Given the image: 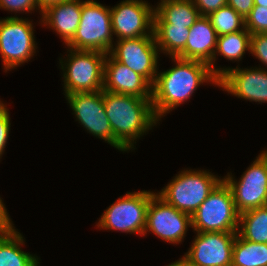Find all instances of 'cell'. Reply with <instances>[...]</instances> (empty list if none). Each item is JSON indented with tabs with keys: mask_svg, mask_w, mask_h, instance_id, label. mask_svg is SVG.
Here are the masks:
<instances>
[{
	"mask_svg": "<svg viewBox=\"0 0 267 266\" xmlns=\"http://www.w3.org/2000/svg\"><path fill=\"white\" fill-rule=\"evenodd\" d=\"M254 6H264L267 8V0H254Z\"/></svg>",
	"mask_w": 267,
	"mask_h": 266,
	"instance_id": "e575fe53",
	"label": "cell"
},
{
	"mask_svg": "<svg viewBox=\"0 0 267 266\" xmlns=\"http://www.w3.org/2000/svg\"><path fill=\"white\" fill-rule=\"evenodd\" d=\"M167 266H191L183 257L179 258L175 262H171V264Z\"/></svg>",
	"mask_w": 267,
	"mask_h": 266,
	"instance_id": "836d02e7",
	"label": "cell"
},
{
	"mask_svg": "<svg viewBox=\"0 0 267 266\" xmlns=\"http://www.w3.org/2000/svg\"><path fill=\"white\" fill-rule=\"evenodd\" d=\"M193 232H237L239 213L230 187L222 180L191 216Z\"/></svg>",
	"mask_w": 267,
	"mask_h": 266,
	"instance_id": "ba28073f",
	"label": "cell"
},
{
	"mask_svg": "<svg viewBox=\"0 0 267 266\" xmlns=\"http://www.w3.org/2000/svg\"><path fill=\"white\" fill-rule=\"evenodd\" d=\"M103 90L152 98V85L143 76L115 60L109 53L104 62Z\"/></svg>",
	"mask_w": 267,
	"mask_h": 266,
	"instance_id": "2e32d148",
	"label": "cell"
},
{
	"mask_svg": "<svg viewBox=\"0 0 267 266\" xmlns=\"http://www.w3.org/2000/svg\"><path fill=\"white\" fill-rule=\"evenodd\" d=\"M189 31L185 49L177 57L209 64L213 59L218 37L209 18L200 16Z\"/></svg>",
	"mask_w": 267,
	"mask_h": 266,
	"instance_id": "ac0fdd59",
	"label": "cell"
},
{
	"mask_svg": "<svg viewBox=\"0 0 267 266\" xmlns=\"http://www.w3.org/2000/svg\"><path fill=\"white\" fill-rule=\"evenodd\" d=\"M65 99L73 111L75 121L87 133L115 148V137L104 108L103 90L68 94Z\"/></svg>",
	"mask_w": 267,
	"mask_h": 266,
	"instance_id": "4fadbf2b",
	"label": "cell"
},
{
	"mask_svg": "<svg viewBox=\"0 0 267 266\" xmlns=\"http://www.w3.org/2000/svg\"><path fill=\"white\" fill-rule=\"evenodd\" d=\"M15 227L0 233V266H38L40 257L23 251L25 237Z\"/></svg>",
	"mask_w": 267,
	"mask_h": 266,
	"instance_id": "44dd1931",
	"label": "cell"
},
{
	"mask_svg": "<svg viewBox=\"0 0 267 266\" xmlns=\"http://www.w3.org/2000/svg\"><path fill=\"white\" fill-rule=\"evenodd\" d=\"M232 266H267V243H256L236 234Z\"/></svg>",
	"mask_w": 267,
	"mask_h": 266,
	"instance_id": "cb8c5ba5",
	"label": "cell"
},
{
	"mask_svg": "<svg viewBox=\"0 0 267 266\" xmlns=\"http://www.w3.org/2000/svg\"><path fill=\"white\" fill-rule=\"evenodd\" d=\"M222 180L210 170L185 168L156 193L177 210L192 216Z\"/></svg>",
	"mask_w": 267,
	"mask_h": 266,
	"instance_id": "3957f363",
	"label": "cell"
},
{
	"mask_svg": "<svg viewBox=\"0 0 267 266\" xmlns=\"http://www.w3.org/2000/svg\"><path fill=\"white\" fill-rule=\"evenodd\" d=\"M113 36L117 40L154 36L155 6L145 0H123L110 7Z\"/></svg>",
	"mask_w": 267,
	"mask_h": 266,
	"instance_id": "7c38bea8",
	"label": "cell"
},
{
	"mask_svg": "<svg viewBox=\"0 0 267 266\" xmlns=\"http://www.w3.org/2000/svg\"><path fill=\"white\" fill-rule=\"evenodd\" d=\"M154 191L127 192L104 210L96 222V229L137 234L143 237L147 208Z\"/></svg>",
	"mask_w": 267,
	"mask_h": 266,
	"instance_id": "8992f818",
	"label": "cell"
},
{
	"mask_svg": "<svg viewBox=\"0 0 267 266\" xmlns=\"http://www.w3.org/2000/svg\"><path fill=\"white\" fill-rule=\"evenodd\" d=\"M188 228H192L189 214L177 210L156 192L151 196L143 236L151 232L169 244L179 245L184 241Z\"/></svg>",
	"mask_w": 267,
	"mask_h": 266,
	"instance_id": "8fae6325",
	"label": "cell"
},
{
	"mask_svg": "<svg viewBox=\"0 0 267 266\" xmlns=\"http://www.w3.org/2000/svg\"><path fill=\"white\" fill-rule=\"evenodd\" d=\"M193 3L201 16H208L220 7L226 6L227 0H193Z\"/></svg>",
	"mask_w": 267,
	"mask_h": 266,
	"instance_id": "f546056e",
	"label": "cell"
},
{
	"mask_svg": "<svg viewBox=\"0 0 267 266\" xmlns=\"http://www.w3.org/2000/svg\"><path fill=\"white\" fill-rule=\"evenodd\" d=\"M245 27L251 35L267 33V8L254 6L245 19Z\"/></svg>",
	"mask_w": 267,
	"mask_h": 266,
	"instance_id": "484cf974",
	"label": "cell"
},
{
	"mask_svg": "<svg viewBox=\"0 0 267 266\" xmlns=\"http://www.w3.org/2000/svg\"><path fill=\"white\" fill-rule=\"evenodd\" d=\"M258 155L266 163V166H267V149L260 151V153Z\"/></svg>",
	"mask_w": 267,
	"mask_h": 266,
	"instance_id": "d590c367",
	"label": "cell"
},
{
	"mask_svg": "<svg viewBox=\"0 0 267 266\" xmlns=\"http://www.w3.org/2000/svg\"><path fill=\"white\" fill-rule=\"evenodd\" d=\"M243 172L239 179H235L232 172L223 177L230 187L236 210L239 214L267 206V166L259 155Z\"/></svg>",
	"mask_w": 267,
	"mask_h": 266,
	"instance_id": "9c48e42d",
	"label": "cell"
},
{
	"mask_svg": "<svg viewBox=\"0 0 267 266\" xmlns=\"http://www.w3.org/2000/svg\"><path fill=\"white\" fill-rule=\"evenodd\" d=\"M82 0H67L41 12V27L50 28L66 46L74 37L81 20Z\"/></svg>",
	"mask_w": 267,
	"mask_h": 266,
	"instance_id": "e0dca14e",
	"label": "cell"
},
{
	"mask_svg": "<svg viewBox=\"0 0 267 266\" xmlns=\"http://www.w3.org/2000/svg\"><path fill=\"white\" fill-rule=\"evenodd\" d=\"M65 48L66 57L59 58L64 95L103 90L104 62L107 54Z\"/></svg>",
	"mask_w": 267,
	"mask_h": 266,
	"instance_id": "277c9868",
	"label": "cell"
},
{
	"mask_svg": "<svg viewBox=\"0 0 267 266\" xmlns=\"http://www.w3.org/2000/svg\"><path fill=\"white\" fill-rule=\"evenodd\" d=\"M218 88L249 102L267 103V70L260 64L250 68H241L239 64L235 68L222 67Z\"/></svg>",
	"mask_w": 267,
	"mask_h": 266,
	"instance_id": "9a60e30c",
	"label": "cell"
},
{
	"mask_svg": "<svg viewBox=\"0 0 267 266\" xmlns=\"http://www.w3.org/2000/svg\"><path fill=\"white\" fill-rule=\"evenodd\" d=\"M10 112L7 108V104L0 101V161L5 152L6 145L10 134L11 127Z\"/></svg>",
	"mask_w": 267,
	"mask_h": 266,
	"instance_id": "f1b7e54d",
	"label": "cell"
},
{
	"mask_svg": "<svg viewBox=\"0 0 267 266\" xmlns=\"http://www.w3.org/2000/svg\"><path fill=\"white\" fill-rule=\"evenodd\" d=\"M227 5L232 7L244 19L254 7V0H227Z\"/></svg>",
	"mask_w": 267,
	"mask_h": 266,
	"instance_id": "4dcf8cb0",
	"label": "cell"
},
{
	"mask_svg": "<svg viewBox=\"0 0 267 266\" xmlns=\"http://www.w3.org/2000/svg\"><path fill=\"white\" fill-rule=\"evenodd\" d=\"M103 101L115 137V149L123 153L137 149V141L160 123L153 111L152 98L103 90Z\"/></svg>",
	"mask_w": 267,
	"mask_h": 266,
	"instance_id": "7a4b0ae2",
	"label": "cell"
},
{
	"mask_svg": "<svg viewBox=\"0 0 267 266\" xmlns=\"http://www.w3.org/2000/svg\"><path fill=\"white\" fill-rule=\"evenodd\" d=\"M250 54L267 70V33L252 34L250 37Z\"/></svg>",
	"mask_w": 267,
	"mask_h": 266,
	"instance_id": "83f0119b",
	"label": "cell"
},
{
	"mask_svg": "<svg viewBox=\"0 0 267 266\" xmlns=\"http://www.w3.org/2000/svg\"><path fill=\"white\" fill-rule=\"evenodd\" d=\"M33 19L7 16L0 18V57L4 72L21 67L36 56L38 46Z\"/></svg>",
	"mask_w": 267,
	"mask_h": 266,
	"instance_id": "52a82bcc",
	"label": "cell"
},
{
	"mask_svg": "<svg viewBox=\"0 0 267 266\" xmlns=\"http://www.w3.org/2000/svg\"><path fill=\"white\" fill-rule=\"evenodd\" d=\"M109 54L143 76L153 86L161 57L154 36L117 40L113 43Z\"/></svg>",
	"mask_w": 267,
	"mask_h": 266,
	"instance_id": "30bf717a",
	"label": "cell"
},
{
	"mask_svg": "<svg viewBox=\"0 0 267 266\" xmlns=\"http://www.w3.org/2000/svg\"><path fill=\"white\" fill-rule=\"evenodd\" d=\"M190 248L182 256L191 266H232L237 232H195Z\"/></svg>",
	"mask_w": 267,
	"mask_h": 266,
	"instance_id": "5bb4252c",
	"label": "cell"
},
{
	"mask_svg": "<svg viewBox=\"0 0 267 266\" xmlns=\"http://www.w3.org/2000/svg\"><path fill=\"white\" fill-rule=\"evenodd\" d=\"M110 6L96 0H82L81 20L66 47L108 54L113 46Z\"/></svg>",
	"mask_w": 267,
	"mask_h": 266,
	"instance_id": "5b68a950",
	"label": "cell"
},
{
	"mask_svg": "<svg viewBox=\"0 0 267 266\" xmlns=\"http://www.w3.org/2000/svg\"><path fill=\"white\" fill-rule=\"evenodd\" d=\"M2 199L3 198L0 196V233L9 231L16 227L14 226L9 212L7 211L6 205Z\"/></svg>",
	"mask_w": 267,
	"mask_h": 266,
	"instance_id": "1f68e13d",
	"label": "cell"
},
{
	"mask_svg": "<svg viewBox=\"0 0 267 266\" xmlns=\"http://www.w3.org/2000/svg\"><path fill=\"white\" fill-rule=\"evenodd\" d=\"M169 58L174 66L166 71L159 70L152 86V106L159 121L181 104L190 101L188 99L204 83L218 87V78L211 72L209 64L199 60Z\"/></svg>",
	"mask_w": 267,
	"mask_h": 266,
	"instance_id": "6da1fadb",
	"label": "cell"
},
{
	"mask_svg": "<svg viewBox=\"0 0 267 266\" xmlns=\"http://www.w3.org/2000/svg\"><path fill=\"white\" fill-rule=\"evenodd\" d=\"M237 233L247 241L267 243V206L239 214Z\"/></svg>",
	"mask_w": 267,
	"mask_h": 266,
	"instance_id": "603a6c76",
	"label": "cell"
},
{
	"mask_svg": "<svg viewBox=\"0 0 267 266\" xmlns=\"http://www.w3.org/2000/svg\"><path fill=\"white\" fill-rule=\"evenodd\" d=\"M217 36L235 33L246 29L245 19L229 5L220 7L207 16Z\"/></svg>",
	"mask_w": 267,
	"mask_h": 266,
	"instance_id": "d4e9b609",
	"label": "cell"
},
{
	"mask_svg": "<svg viewBox=\"0 0 267 266\" xmlns=\"http://www.w3.org/2000/svg\"><path fill=\"white\" fill-rule=\"evenodd\" d=\"M250 37L251 33L247 29L217 37L213 59L209 63L211 72L217 78L222 75L221 66L217 67V63L215 62L218 59L217 56H222L228 61H237L239 63L243 56H245V53L250 51Z\"/></svg>",
	"mask_w": 267,
	"mask_h": 266,
	"instance_id": "ffe728a7",
	"label": "cell"
},
{
	"mask_svg": "<svg viewBox=\"0 0 267 266\" xmlns=\"http://www.w3.org/2000/svg\"><path fill=\"white\" fill-rule=\"evenodd\" d=\"M0 9L11 12V15L14 12V17H18L17 13L23 15V13L34 14L36 10L39 12L36 0H0Z\"/></svg>",
	"mask_w": 267,
	"mask_h": 266,
	"instance_id": "4316f807",
	"label": "cell"
},
{
	"mask_svg": "<svg viewBox=\"0 0 267 266\" xmlns=\"http://www.w3.org/2000/svg\"><path fill=\"white\" fill-rule=\"evenodd\" d=\"M157 3L154 24H172L190 28L201 16L193 0H159Z\"/></svg>",
	"mask_w": 267,
	"mask_h": 266,
	"instance_id": "d6986e66",
	"label": "cell"
},
{
	"mask_svg": "<svg viewBox=\"0 0 267 266\" xmlns=\"http://www.w3.org/2000/svg\"><path fill=\"white\" fill-rule=\"evenodd\" d=\"M67 0H36L37 7L39 9V15L41 16V12H43L49 6H52L57 3H61Z\"/></svg>",
	"mask_w": 267,
	"mask_h": 266,
	"instance_id": "d6a6232c",
	"label": "cell"
},
{
	"mask_svg": "<svg viewBox=\"0 0 267 266\" xmlns=\"http://www.w3.org/2000/svg\"><path fill=\"white\" fill-rule=\"evenodd\" d=\"M189 28L172 24H154L153 34L160 53L177 57L184 49L189 36Z\"/></svg>",
	"mask_w": 267,
	"mask_h": 266,
	"instance_id": "7402d4cb",
	"label": "cell"
}]
</instances>
